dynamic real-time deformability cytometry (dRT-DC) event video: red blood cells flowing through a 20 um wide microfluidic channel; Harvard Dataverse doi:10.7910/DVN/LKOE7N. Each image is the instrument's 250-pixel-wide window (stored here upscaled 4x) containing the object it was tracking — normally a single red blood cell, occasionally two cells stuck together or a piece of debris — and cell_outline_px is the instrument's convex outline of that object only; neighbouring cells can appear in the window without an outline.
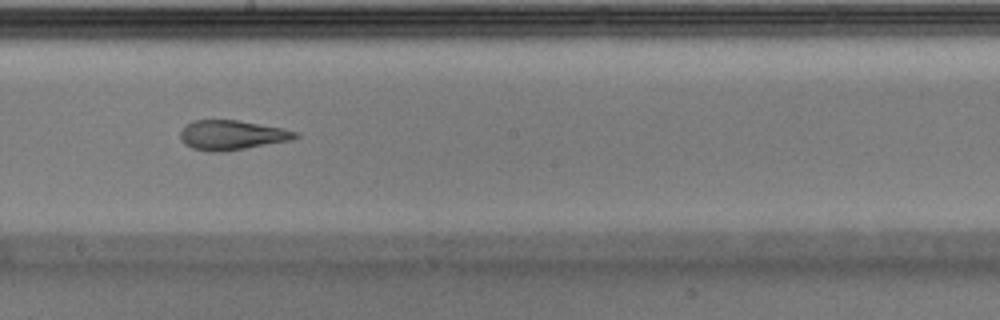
{"species": "Egyptian fruit bat (a non-hibernating species)", "species_latin": "Rousettus aegyptiacus", "temperature_condition": "warm", "stored_images_in_passage": 32, "camera_frame_rate_fps": 3000, "um_per_image_px": 0.085, "animal": {"sex": "male"}, "frame": {"image": 1, "passage_image": 14, "time_ms": 4.333, "image_size_px": [1000, 320], "cell_outline_px": [[300, 136], [292, 140], [220, 152], [212, 152], [192, 148], [184, 144], [180, 136], [180, 132], [184, 124], [192, 120], [240, 120], [284, 128], [300, 132]], "centroid_in_image_um": [19.72, 11.46], "position_along_channel_um": 228.5, "area_um2": 20.06}}
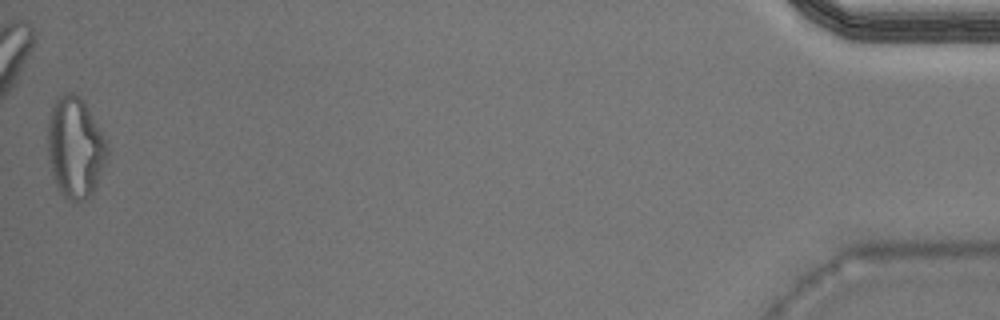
{"frame": {"image": 2, "passage_image": 32, "time_ms": 10.333, "image_size_px": [1000, 320], "cell_outline_px": [[108, 152], [92, 196], [84, 200], [72, 204], [60, 192], [52, 176], [48, 156], [48, 120], [56, 96], [68, 92], [72, 92], [80, 96], [84, 100], [108, 148]], "centroid_in_image_um": [6.36, 12.56], "position_along_channel_um": 428.8, "area_um2": 34.85}}